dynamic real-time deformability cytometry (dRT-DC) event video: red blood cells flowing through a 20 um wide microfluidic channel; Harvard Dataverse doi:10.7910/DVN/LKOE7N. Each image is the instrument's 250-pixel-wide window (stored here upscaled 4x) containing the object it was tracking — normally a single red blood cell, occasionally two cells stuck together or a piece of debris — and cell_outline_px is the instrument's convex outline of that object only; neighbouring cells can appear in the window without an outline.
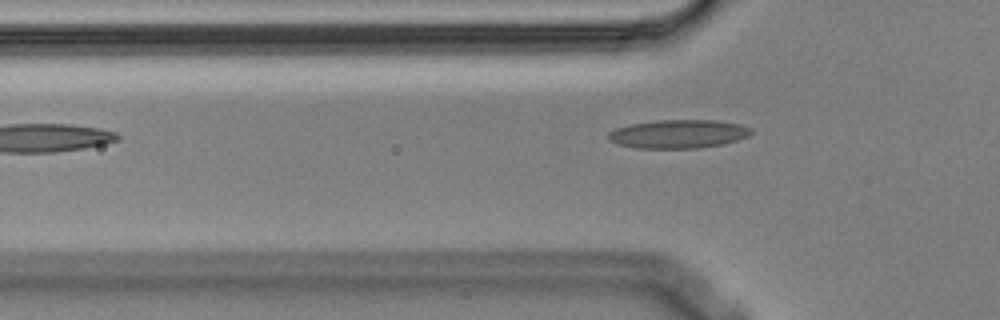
{"species": "Egyptian fruit bat (a non-hibernating species)", "species_latin": "Rousettus aegyptiacus", "temperature_condition": "cold", "stored_images_in_passage": 4, "camera_frame_rate_fps": 3000, "um_per_image_px": 0.085, "animal": {"sex": "male"}, "frame": {"image": 1, "passage_image": 4, "time_ms": 1.0, "image_size_px": [1000, 320], "cell_outline_px": [[752, 132], [748, 136], [724, 144], [700, 148], [636, 148], [616, 144], [608, 140], [608, 132], [616, 128], [632, 124], [660, 120], [716, 120], [740, 124], [752, 128]], "centroid_in_image_um": [57.66, 11.39], "position_along_channel_um": 68.1, "area_um2": 23.81}}